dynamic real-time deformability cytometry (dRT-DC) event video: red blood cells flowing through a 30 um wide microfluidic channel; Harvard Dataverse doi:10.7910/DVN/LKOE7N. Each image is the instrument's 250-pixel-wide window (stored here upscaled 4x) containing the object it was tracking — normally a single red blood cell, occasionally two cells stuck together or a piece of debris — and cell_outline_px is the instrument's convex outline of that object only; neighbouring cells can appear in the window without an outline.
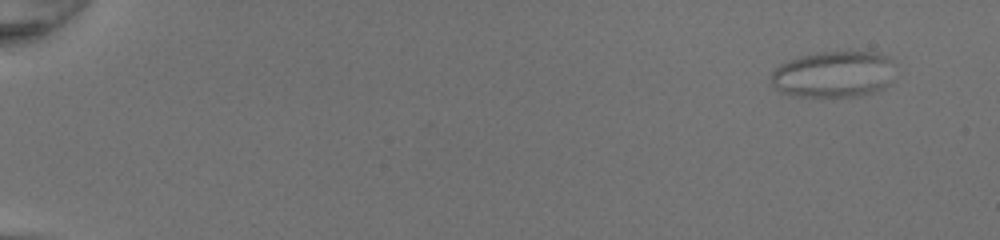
{"species": "common noctule bat (a hibernating species)", "species_latin": "Nyctalus noctula", "temperature_condition": "room temperature", "stored_images_in_passage": 49, "camera_frame_rate_fps": 3000, "um_per_image_px": 0.085, "animal": {"sex": "female", "body_mass_g": 20.0, "forearm_length_mm": 54.0}, "frame": {"image": 1, "passage_image": 1, "time_ms": 0.0, "image_size_px": [1000, 240], "cell_outline_px": [[896, 64], [888, 84], [884, 88], [876, 92], [860, 96], [796, 96], [780, 92], [772, 84], [772, 72], [780, 64], [788, 60], [800, 56], [816, 52], [848, 48], [880, 52], [888, 56]], "centroid_in_image_um": [70.93, 6.25], "position_along_channel_um": 14.1, "area_um2": 34.68}}
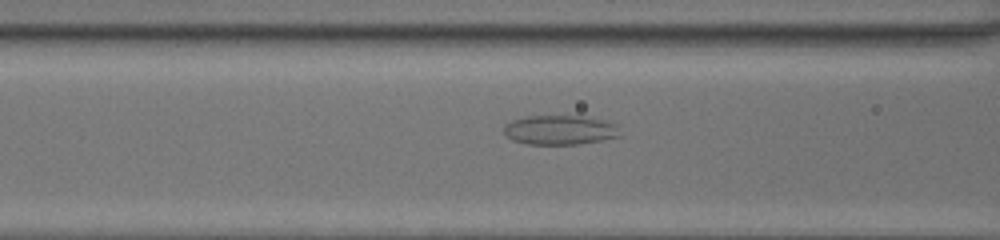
{"frame": {"image": 2, "passage_image": 21, "time_ms": 6.667, "image_size_px": [1000, 240], "cell_outline_px": [[620, 136], [600, 140], [576, 144], [528, 144], [512, 140], [504, 132], [504, 124], [512, 120], [524, 116], [584, 116], [608, 120], [616, 124]], "centroid_in_image_um": [47.58, 11.03], "position_along_channel_um": 119.0, "area_um2": 19.94}}
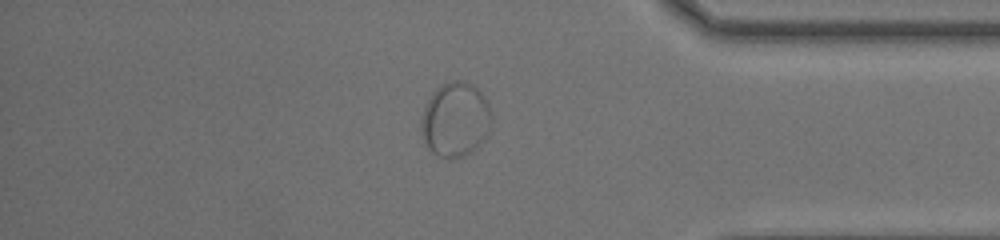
{"frame": {"image": 3, "passage_image": 42, "time_ms": 13.667, "image_size_px": [1000, 240], "cell_outline_px": [[492, 128], [488, 136], [472, 152], [464, 156], [436, 156], [424, 144], [420, 128], [420, 116], [432, 92], [440, 84], [456, 80], [460, 80], [472, 84], [484, 96], [492, 112]], "centroid_in_image_um": [38.71, 10.16], "position_along_channel_um": 396.5, "area_um2": 31.04}}